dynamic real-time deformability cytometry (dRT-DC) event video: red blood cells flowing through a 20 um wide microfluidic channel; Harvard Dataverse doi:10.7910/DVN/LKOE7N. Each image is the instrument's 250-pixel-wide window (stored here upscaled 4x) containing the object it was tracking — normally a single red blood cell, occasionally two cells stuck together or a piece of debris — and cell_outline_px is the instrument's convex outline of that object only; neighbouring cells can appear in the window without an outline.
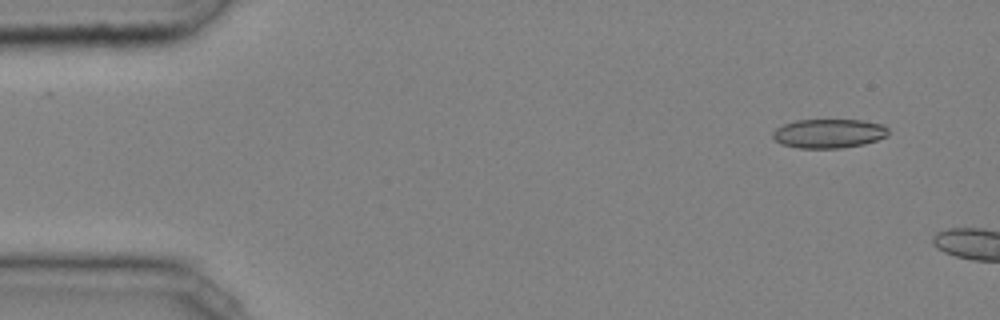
{"species": "common noctule bat (a hibernating species)", "species_latin": "Nyctalus noctula", "temperature_condition": "cold", "stored_images_in_passage": 6, "camera_frame_rate_fps": 3000, "um_per_image_px": 0.085, "animal": {"sex": "male", "body_mass_g": 20.4}, "frame": {"image": 1, "passage_image": 3, "time_ms": 0.667, "image_size_px": [1000, 320], "cell_outline_px": [[888, 136], [864, 144], [840, 148], [800, 148], [780, 144], [772, 136], [772, 132], [776, 128], [784, 124], [796, 120], [864, 120], [884, 124], [888, 128]], "centroid_in_image_um": [70.46, 11.34], "position_along_channel_um": 14.5, "area_um2": 19.71}}